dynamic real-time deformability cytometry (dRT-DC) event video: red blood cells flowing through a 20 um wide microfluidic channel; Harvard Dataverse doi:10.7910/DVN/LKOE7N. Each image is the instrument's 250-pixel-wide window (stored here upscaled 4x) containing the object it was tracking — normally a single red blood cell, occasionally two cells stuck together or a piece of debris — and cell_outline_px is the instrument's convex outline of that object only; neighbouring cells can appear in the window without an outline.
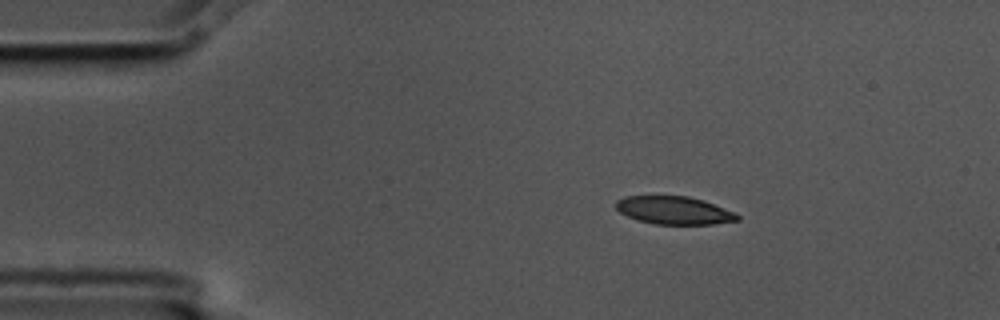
{"species": "common noctule bat (a hibernating species)", "species_latin": "Nyctalus noctula", "temperature_condition": "cold", "stored_images_in_passage": 3, "camera_frame_rate_fps": 3000, "um_per_image_px": 0.085, "animal": {"sex": "male", "body_mass_g": 17.5, "forearm_length_mm": 52.3}, "frame": {"image": 1, "passage_image": 1, "time_ms": 0.0, "image_size_px": [1000, 320], "cell_outline_px": [[740, 220], [712, 224], [656, 224], [636, 220], [620, 212], [616, 208], [616, 200], [624, 196], [688, 196], [704, 200], [732, 212], [740, 216]], "centroid_in_image_um": [57.27, 17.88], "position_along_channel_um": 27.7, "area_um2": 19.65}}